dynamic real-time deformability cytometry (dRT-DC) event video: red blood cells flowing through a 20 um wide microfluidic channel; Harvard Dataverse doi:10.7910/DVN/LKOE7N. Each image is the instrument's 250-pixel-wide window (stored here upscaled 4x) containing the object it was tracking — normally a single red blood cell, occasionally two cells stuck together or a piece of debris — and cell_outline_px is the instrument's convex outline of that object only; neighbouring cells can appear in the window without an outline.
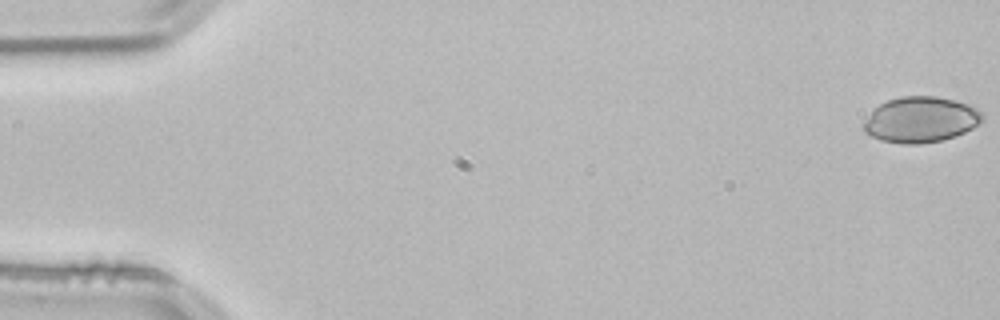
{"species": "common noctule bat (a hibernating species)", "species_latin": "Nyctalus noctula", "temperature_condition": "room temperature", "stored_images_in_passage": 53, "camera_frame_rate_fps": 3000, "um_per_image_px": 0.085, "animal": {"sex": "male", "body_mass_g": 21.5, "forearm_length_mm": 52.0}, "frame": {"image": 1, "passage_image": 1, "time_ms": 0.0, "image_size_px": [1000, 320], "cell_outline_px": [[984, 120], [972, 128], [956, 136], [940, 140], [920, 144], [900, 144], [880, 140], [864, 132], [864, 124], [872, 108], [888, 100], [904, 96], [936, 96], [956, 100], [968, 104], [976, 108], [984, 116]], "centroid_in_image_um": [78.26, 10.17], "position_along_channel_um": 6.7, "area_um2": 31.67}}
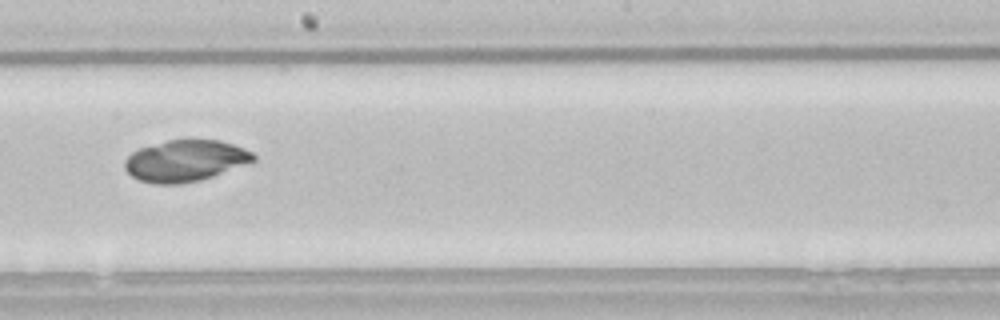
{"frame": {"image": 2, "passage_image": 30, "time_ms": 9.667, "image_size_px": [1000, 320], "cell_outline_px": [[256, 160], [212, 176], [200, 180], [180, 184], [156, 184], [140, 180], [132, 176], [124, 168], [124, 160], [132, 152], [140, 148], [168, 140], [188, 136], [220, 140], [244, 148], [252, 152], [256, 156]], "centroid_in_image_um": [15.75, 13.62], "position_along_channel_um": 232.4, "area_um2": 31.56}}
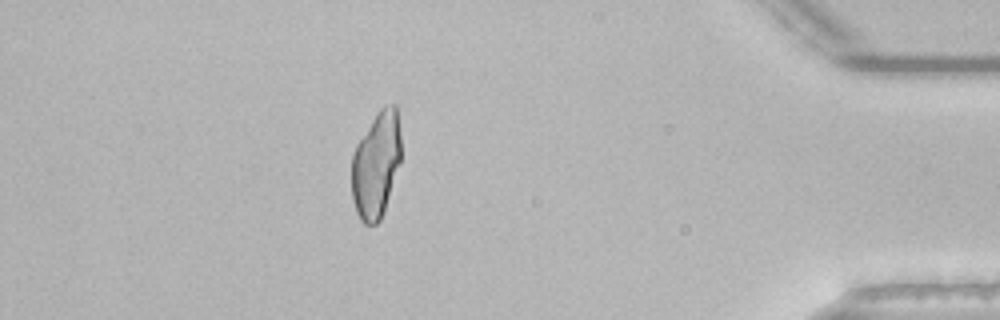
{"frame": {"image": 3, "passage_image": 47, "time_ms": 15.333, "image_size_px": [1000, 320], "cell_outline_px": [[400, 164], [384, 212], [380, 220], [376, 224], [364, 224], [360, 220], [356, 212], [352, 200], [352, 156], [356, 144], [376, 112], [384, 104], [396, 104], [400, 136]], "centroid_in_image_um": [31.96, 14.0], "position_along_channel_um": 403.2, "area_um2": 30.87}}